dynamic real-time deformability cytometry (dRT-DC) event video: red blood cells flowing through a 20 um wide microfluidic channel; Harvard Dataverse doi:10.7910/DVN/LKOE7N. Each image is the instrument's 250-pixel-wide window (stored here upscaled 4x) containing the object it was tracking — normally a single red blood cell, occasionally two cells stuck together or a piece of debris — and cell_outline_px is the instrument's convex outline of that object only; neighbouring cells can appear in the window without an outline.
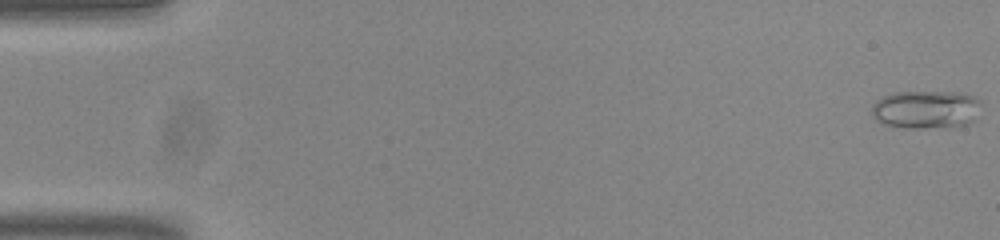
{"species": "common noctule bat (a hibernating species)", "species_latin": "Nyctalus noctula", "temperature_condition": "room temperature", "stored_images_in_passage": 14, "camera_frame_rate_fps": 3000, "um_per_image_px": 0.085, "animal": {"sex": "male", "body_mass_g": 20.0, "forearm_length_mm": 53.3}, "frame": {"image": 1, "passage_image": 1, "time_ms": 0.0, "image_size_px": [1000, 240], "cell_outline_px": [[980, 104], [972, 120], [964, 124], [944, 128], [904, 128], [884, 124], [876, 120], [872, 116], [872, 104], [876, 100], [884, 96], [896, 92], [956, 92], [972, 96], [980, 100]], "centroid_in_image_um": [78.65, 9.31], "position_along_channel_um": 6.4, "area_um2": 24.22}}